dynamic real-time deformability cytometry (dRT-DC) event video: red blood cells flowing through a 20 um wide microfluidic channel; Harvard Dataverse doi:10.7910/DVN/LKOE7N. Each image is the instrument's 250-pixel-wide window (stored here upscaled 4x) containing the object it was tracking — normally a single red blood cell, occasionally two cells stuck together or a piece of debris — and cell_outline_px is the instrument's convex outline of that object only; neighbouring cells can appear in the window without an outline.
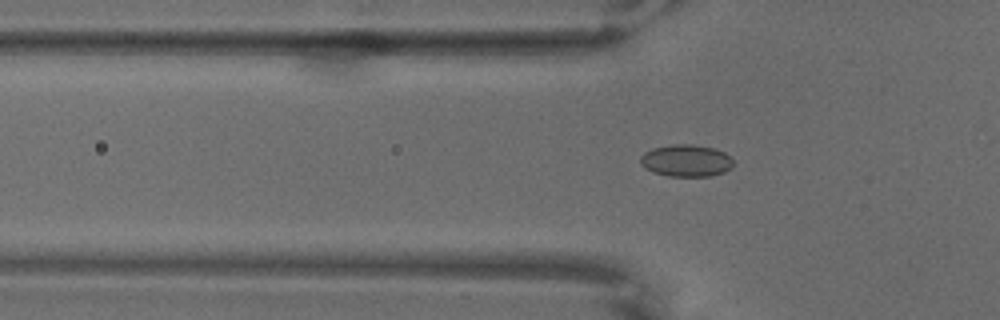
{"species": "common noctule bat (a hibernating species)", "species_latin": "Nyctalus noctula", "temperature_condition": "warm", "stored_images_in_passage": 47, "camera_frame_rate_fps": 3000, "um_per_image_px": 0.085, "animal": {"sex": "male", "body_mass_g": 18.8}, "frame": {"image": 1, "passage_image": 2, "time_ms": 0.333, "image_size_px": [1000, 320], "cell_outline_px": [[732, 168], [724, 172], [712, 176], [668, 176], [652, 172], [644, 168], [640, 164], [640, 156], [644, 152], [652, 148], [672, 144], [692, 144], [712, 148], [724, 152], [732, 160]], "centroid_in_image_um": [58.28, 13.66], "position_along_channel_um": 67.5, "area_um2": 17.46}}
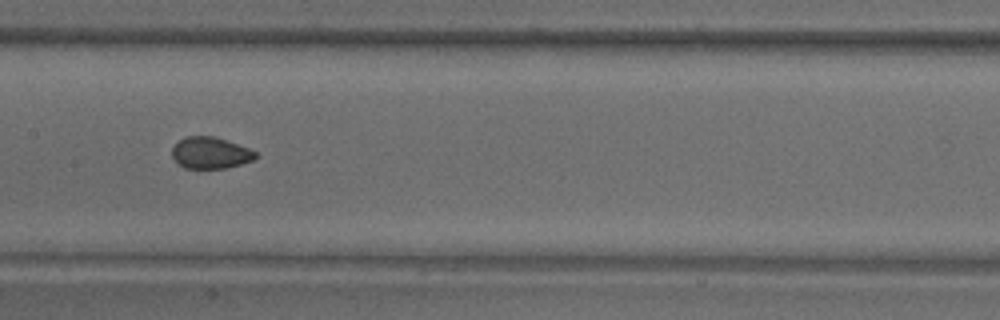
{"frame": {"image": 2, "passage_image": 14, "time_ms": 4.333, "image_size_px": [1000, 320], "cell_outline_px": [[260, 156], [252, 160], [228, 168], [184, 168], [172, 156], [172, 148], [184, 136], [212, 136], [248, 148], [256, 152]], "centroid_in_image_um": [17.89, 13.0], "position_along_channel_um": 189.5, "area_um2": 15.14}}
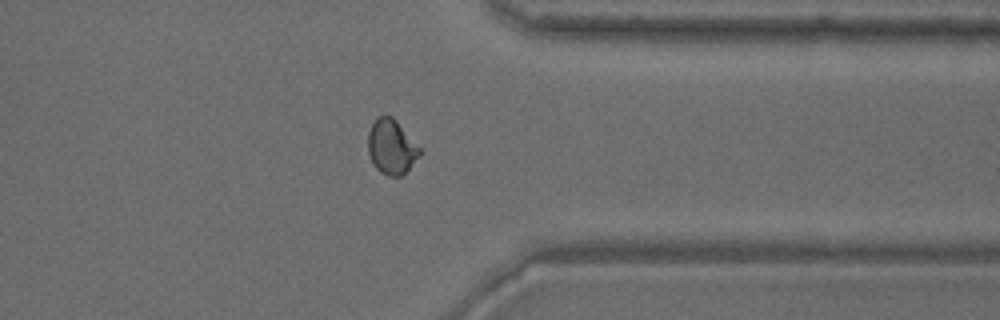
{"frame": {"image": 3, "passage_image": 33, "time_ms": 10.667, "image_size_px": [1000, 320], "cell_outline_px": [[420, 156], [400, 176], [388, 176], [380, 172], [376, 168], [368, 152], [368, 132], [372, 124], [380, 116], [392, 116], [396, 120], [420, 148]], "centroid_in_image_um": [33.26, 12.49], "position_along_channel_um": 378.1, "area_um2": 16.13}}